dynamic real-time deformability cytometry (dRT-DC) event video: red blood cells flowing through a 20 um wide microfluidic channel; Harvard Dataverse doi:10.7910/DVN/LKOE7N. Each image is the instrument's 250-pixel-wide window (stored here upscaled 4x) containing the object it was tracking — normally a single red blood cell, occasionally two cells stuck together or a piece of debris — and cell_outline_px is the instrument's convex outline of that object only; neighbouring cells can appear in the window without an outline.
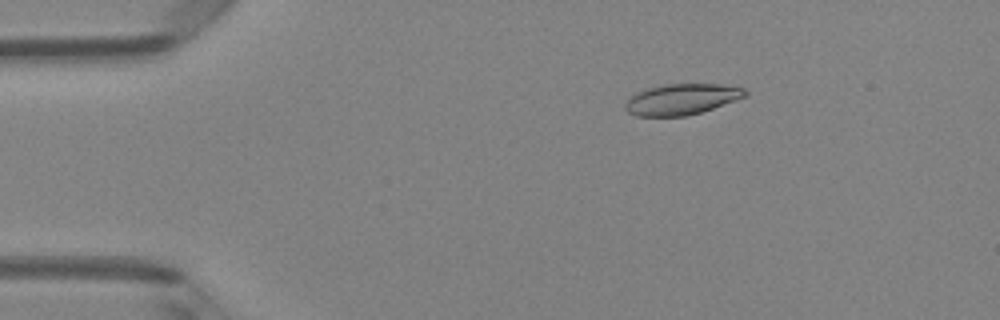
{"species": "Egyptian fruit bat (a non-hibernating species)", "species_latin": "Rousettus aegyptiacus", "temperature_condition": "room temperature", "stored_images_in_passage": 49, "camera_frame_rate_fps": 3000, "um_per_image_px": 0.085, "animal": {"sex": "female"}, "frame": {"image": 1, "passage_image": 8, "time_ms": 2.333, "image_size_px": [1000, 320], "cell_outline_px": [[748, 96], [700, 112], [684, 116], [636, 116], [628, 112], [624, 108], [624, 104], [636, 92], [648, 88], [664, 84], [724, 84], [744, 88], [748, 92]], "centroid_in_image_um": [57.95, 8.43], "position_along_channel_um": 27.0, "area_um2": 21.56}}
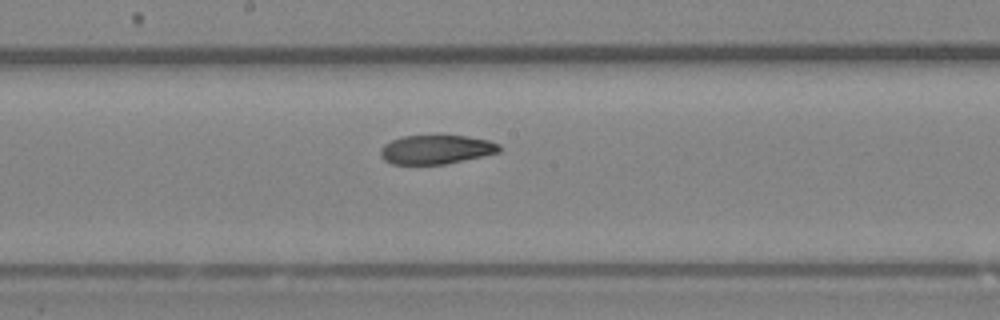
{"frame": {"image": 2, "passage_image": 26, "time_ms": 8.333, "image_size_px": [1000, 320], "cell_outline_px": [[500, 152], [484, 156], [444, 164], [392, 164], [384, 160], [380, 156], [380, 148], [384, 144], [392, 140], [404, 136], [464, 136], [488, 140], [500, 144]], "centroid_in_image_um": [37.06, 12.72], "position_along_channel_um": 211.1, "area_um2": 20.0}}
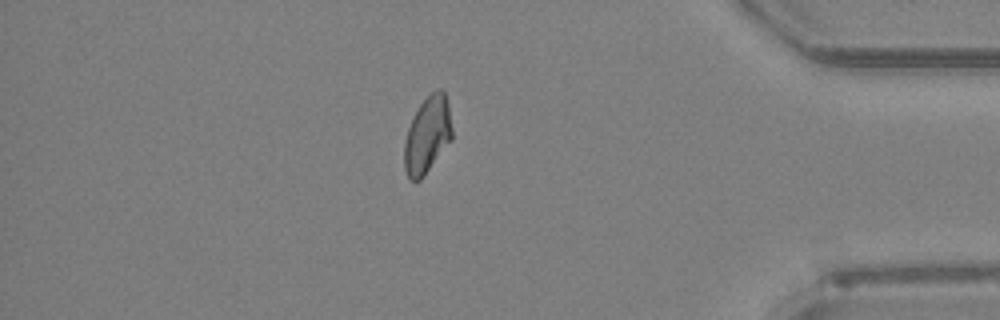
{"frame": {"image": 3, "passage_image": 42, "time_ms": 13.667, "image_size_px": [1000, 320], "cell_outline_px": [[452, 140], [424, 176], [420, 180], [412, 180], [408, 176], [404, 168], [404, 144], [408, 128], [420, 104], [436, 88], [440, 88], [444, 92], [448, 104], [452, 128]], "centroid_in_image_um": [36.34, 11.48], "position_along_channel_um": 398.9, "area_um2": 21.21}, "authors_computed_cell_mechanics": {"area_um2": 21.7328, "velocity_mm_per_s": 4.1505, "shape_relaxation_time_tau1_ms": null, "shape_relaxation_time_tau2_ms": 4.2511, "deformation_change_tau1": null, "deformation_change_tau2": 0.0698}}